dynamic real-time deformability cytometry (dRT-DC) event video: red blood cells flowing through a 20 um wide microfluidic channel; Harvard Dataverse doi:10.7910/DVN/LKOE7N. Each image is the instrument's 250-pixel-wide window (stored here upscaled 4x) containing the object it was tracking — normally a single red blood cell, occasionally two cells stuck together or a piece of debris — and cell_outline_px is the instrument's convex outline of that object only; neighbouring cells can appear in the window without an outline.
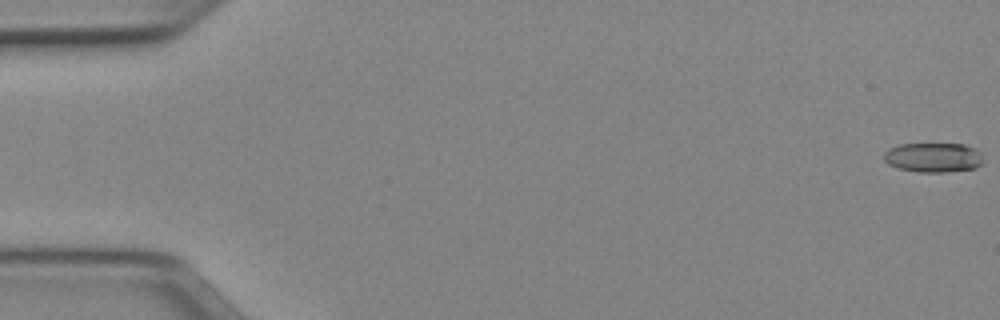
{"species": "Egyptian fruit bat (a non-hibernating species)", "species_latin": "Rousettus aegyptiacus", "temperature_condition": "cold", "stored_images_in_passage": 52, "camera_frame_rate_fps": 3000, "um_per_image_px": 0.085, "animal": {"sex": "female"}, "frame": {"image": 1, "passage_image": 1, "time_ms": 0.0, "image_size_px": [1000, 320], "cell_outline_px": [[984, 164], [976, 168], [944, 172], [916, 172], [900, 168], [888, 164], [884, 160], [884, 152], [888, 148], [900, 144], [964, 144], [976, 148], [980, 152]], "centroid_in_image_um": [79.36, 13.38], "position_along_channel_um": 5.6, "area_um2": 17.28}}
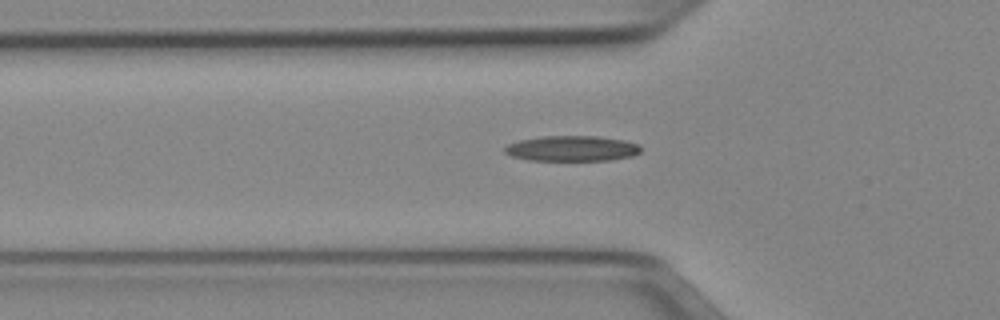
{"frame": {"image": 2, "passage_image": 18, "time_ms": 5.667, "image_size_px": [1000, 320], "cell_outline_px": [[640, 152], [632, 156], [612, 160], [528, 160], [512, 156], [504, 152], [504, 148], [508, 144], [520, 140], [540, 136], [596, 136], [624, 140], [640, 144]], "centroid_in_image_um": [48.62, 12.62], "position_along_channel_um": 77.2, "area_um2": 20.17}}
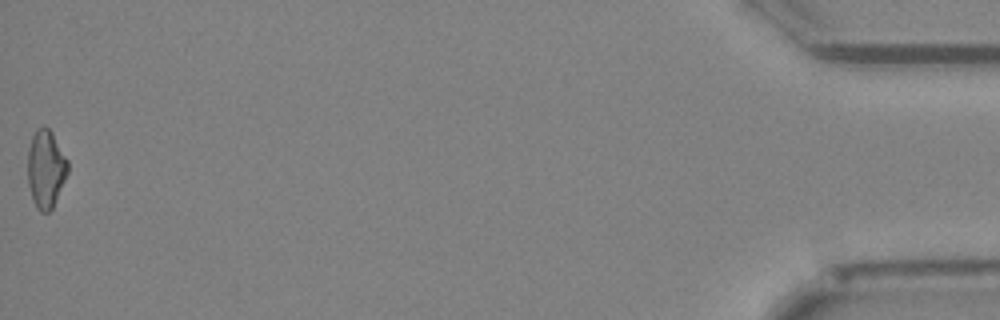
{"frame": {"image": 3, "passage_image": 52, "time_ms": 17.0, "image_size_px": [1000, 320], "cell_outline_px": [[68, 172], [52, 208], [48, 212], [40, 212], [36, 208], [32, 200], [28, 184], [28, 148], [32, 136], [36, 128], [44, 124], [52, 132], [68, 160]], "centroid_in_image_um": [3.88, 14.33], "position_along_channel_um": 431.3, "area_um2": 18.32}, "authors_computed_cell_mechanics": {"area_um2": 18.5249, "velocity_mm_per_s": 3.9873, "shape_relaxation_time_tau1_ms": null, "shape_relaxation_time_tau2_ms": 8.3946, "deformation_change_tau1": null, "deformation_change_tau2": 0.2143}}